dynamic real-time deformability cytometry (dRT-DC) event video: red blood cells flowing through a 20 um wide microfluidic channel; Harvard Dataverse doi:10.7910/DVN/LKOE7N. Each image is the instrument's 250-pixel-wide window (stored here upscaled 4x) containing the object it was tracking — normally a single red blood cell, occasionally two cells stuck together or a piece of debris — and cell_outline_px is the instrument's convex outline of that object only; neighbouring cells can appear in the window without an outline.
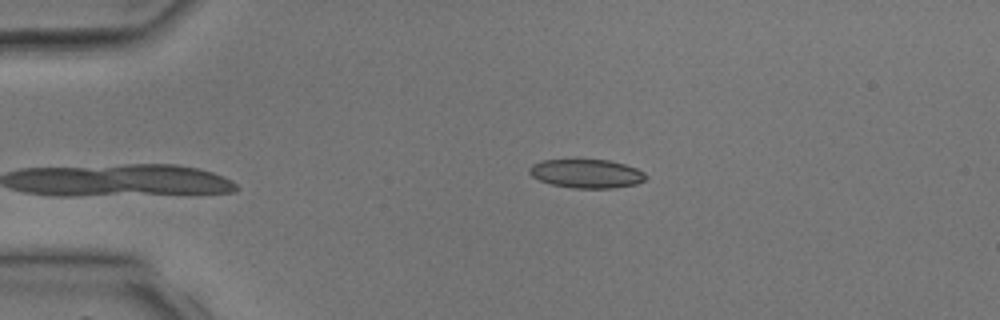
{"species": "common noctule bat (a hibernating species)", "species_latin": "Nyctalus noctula", "temperature_condition": "room temperature", "stored_images_in_passage": 3, "camera_frame_rate_fps": 3000, "um_per_image_px": 0.085, "animal": {"sex": "male", "body_mass_g": 17.9, "forearm_length_mm": 54.2}, "frame": {"image": 1, "passage_image": 3, "time_ms": 3.333, "image_size_px": [1000, 320], "cell_outline_px": [[648, 176], [644, 180], [636, 184], [612, 188], [572, 188], [552, 184], [540, 180], [532, 176], [528, 172], [528, 168], [532, 164], [544, 160], [608, 160], [624, 164], [636, 168], [644, 172]], "centroid_in_image_um": [49.86, 14.76], "position_along_channel_um": 35.1, "area_um2": 19.42}}